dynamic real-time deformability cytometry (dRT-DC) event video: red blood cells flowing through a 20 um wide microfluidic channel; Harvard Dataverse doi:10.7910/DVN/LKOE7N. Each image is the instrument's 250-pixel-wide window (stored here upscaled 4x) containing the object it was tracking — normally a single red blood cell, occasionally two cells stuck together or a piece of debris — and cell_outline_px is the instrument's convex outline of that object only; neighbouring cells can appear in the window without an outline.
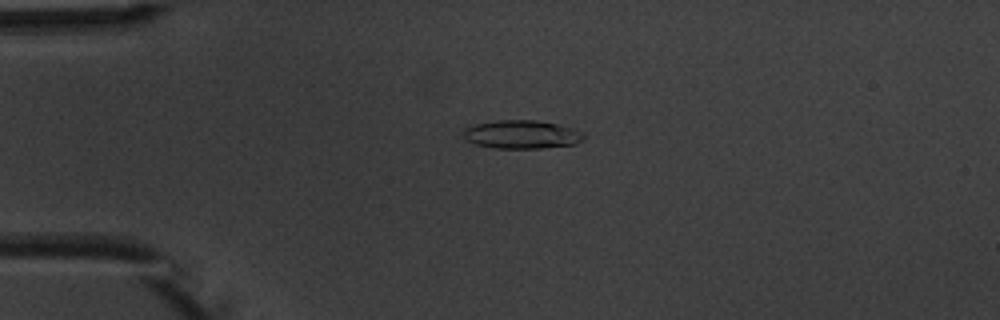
{"species": "common noctule bat (a hibernating species)", "species_latin": "Nyctalus noctula", "temperature_condition": "warm", "stored_images_in_passage": 8, "camera_frame_rate_fps": 3000, "um_per_image_px": 0.085, "animal": {"sex": "male", "body_mass_g": 20.1, "forearm_length_mm": 53.5}, "frame": {"image": 1, "passage_image": 3, "time_ms": 2.333, "image_size_px": [1000, 320], "cell_outline_px": [[584, 140], [576, 144], [544, 148], [496, 148], [476, 144], [464, 140], [460, 136], [464, 128], [476, 124], [496, 120], [536, 120], [556, 124], [572, 128], [584, 132]], "centroid_in_image_um": [44.32, 11.43], "position_along_channel_um": 40.7, "area_um2": 20.17}}
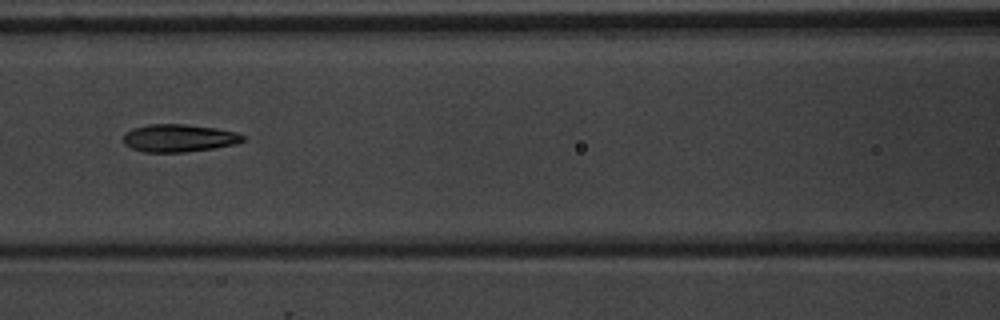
{"frame": {"image": 2, "passage_image": 6, "time_ms": 6.0, "image_size_px": [1000, 320], "cell_outline_px": [[244, 140], [236, 144], [212, 148], [184, 152], [144, 152], [132, 148], [124, 144], [124, 132], [132, 128], [148, 124], [184, 124], [216, 128], [236, 132], [244, 136]], "centroid_in_image_um": [15.18, 11.73], "position_along_channel_um": 151.4, "area_um2": 19.25}}
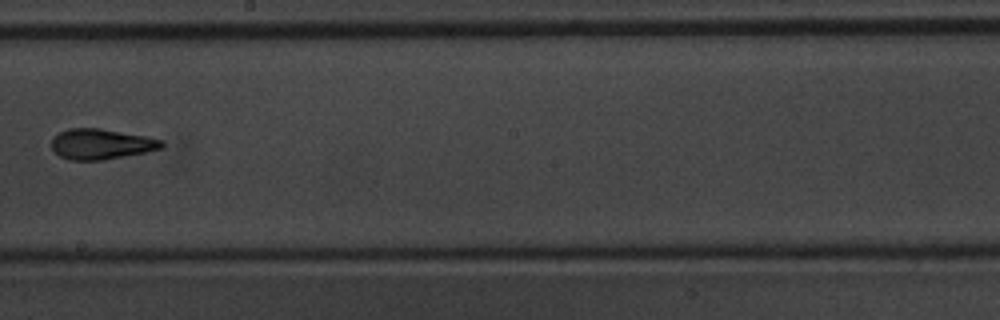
{"frame": {"image": 3, "passage_image": 8, "time_ms": 8.333, "image_size_px": [1000, 320], "cell_outline_px": [[164, 144], [160, 148], [148, 152], [104, 160], [68, 160], [60, 156], [52, 148], [52, 140], [60, 132], [68, 128], [100, 128], [148, 136], [164, 140]], "centroid_in_image_um": [8.64, 12.24], "position_along_channel_um": 239.6, "area_um2": 19.65}}